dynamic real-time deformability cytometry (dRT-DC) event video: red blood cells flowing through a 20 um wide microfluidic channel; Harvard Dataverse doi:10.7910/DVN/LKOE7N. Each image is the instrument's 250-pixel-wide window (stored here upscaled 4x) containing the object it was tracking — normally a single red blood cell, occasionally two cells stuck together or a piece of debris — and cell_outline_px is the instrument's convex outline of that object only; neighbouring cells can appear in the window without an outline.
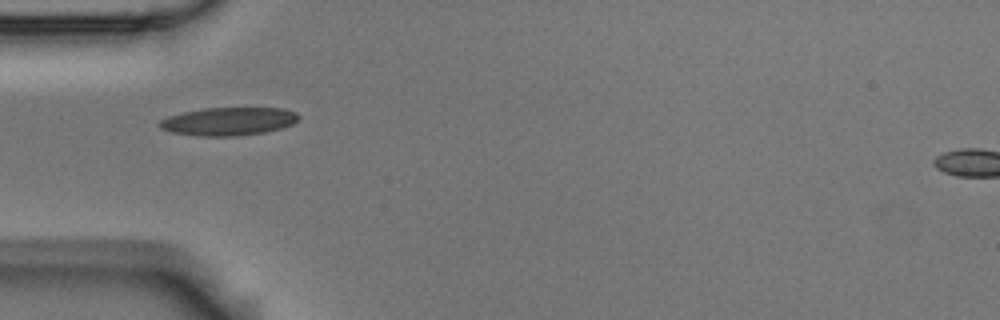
{"species": "Egyptian fruit bat (a non-hibernating species)", "species_latin": "Rousettus aegyptiacus", "temperature_condition": "room temperature", "stored_images_in_passage": 4, "camera_frame_rate_fps": 3000, "um_per_image_px": 0.085, "animal": {"sex": "male"}, "frame": {"image": 1, "passage_image": 1, "time_ms": 0.0, "image_size_px": [1000, 320], "cell_outline_px": [[300, 116], [292, 124], [280, 128], [264, 132], [236, 136], [196, 136], [172, 132], [160, 128], [156, 124], [160, 120], [168, 116], [184, 112], [204, 108], [284, 108], [296, 112]], "centroid_in_image_um": [19.39, 10.31], "position_along_channel_um": 65.6, "area_um2": 22.77}}
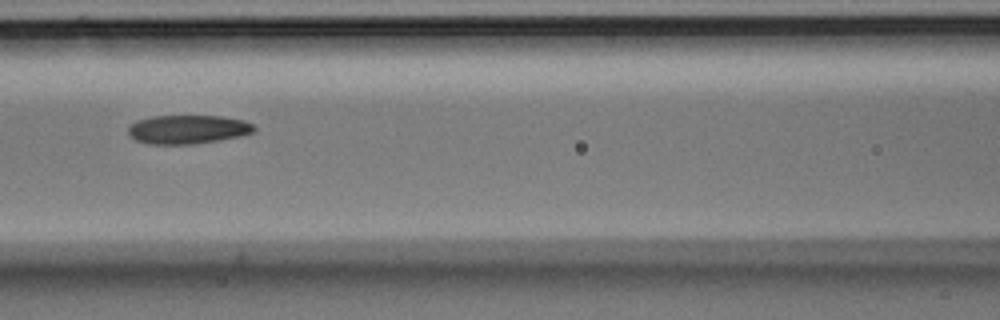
{"frame": {"image": 2, "passage_image": 3, "time_ms": 0.667, "image_size_px": [1000, 320], "cell_outline_px": [[256, 132], [240, 136], [220, 140], [196, 144], [148, 144], [136, 140], [128, 132], [128, 128], [136, 120], [152, 116], [224, 116], [244, 120], [252, 124], [256, 128]], "centroid_in_image_um": [16.0, 11.0], "position_along_channel_um": 150.6, "area_um2": 21.27}}
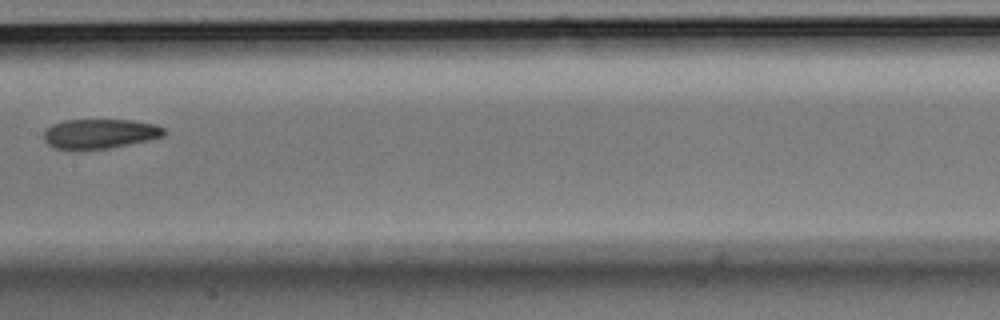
{"frame": {"image": 3, "passage_image": 4, "time_ms": 1.0, "image_size_px": [1000, 320], "cell_outline_px": [[164, 136], [148, 140], [108, 148], [56, 148], [48, 144], [44, 140], [44, 132], [52, 124], [64, 120], [132, 120], [156, 124], [164, 128]], "centroid_in_image_um": [8.5, 11.34], "position_along_channel_um": 198.9, "area_um2": 20.35}}